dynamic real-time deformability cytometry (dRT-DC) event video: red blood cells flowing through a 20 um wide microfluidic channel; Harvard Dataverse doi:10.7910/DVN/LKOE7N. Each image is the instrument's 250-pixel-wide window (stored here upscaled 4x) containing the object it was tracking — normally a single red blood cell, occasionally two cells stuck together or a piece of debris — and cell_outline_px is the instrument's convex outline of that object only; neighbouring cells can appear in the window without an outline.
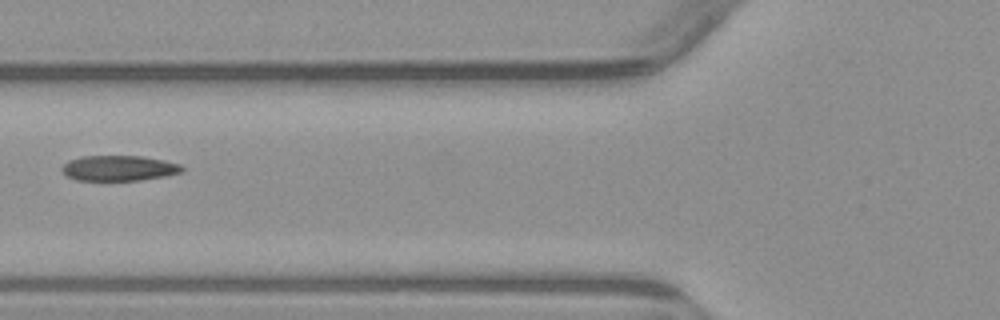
{"species": "common noctule bat (a hibernating species)", "species_latin": "Nyctalus noctula", "temperature_condition": "warm", "stored_images_in_passage": 2, "camera_frame_rate_fps": 3000, "um_per_image_px": 0.085, "animal": {"sex": "male", "body_mass_g": 23.1, "forearm_length_mm": 52.7}, "frame": {"image": 1, "passage_image": 2, "time_ms": 2.0, "image_size_px": [1000, 320], "cell_outline_px": [[184, 172], [164, 176], [140, 180], [76, 180], [68, 176], [60, 168], [68, 160], [80, 156], [144, 156], [164, 160], [180, 164], [184, 168]], "centroid_in_image_um": [10.12, 14.28], "position_along_channel_um": 115.7, "area_um2": 17.8}}